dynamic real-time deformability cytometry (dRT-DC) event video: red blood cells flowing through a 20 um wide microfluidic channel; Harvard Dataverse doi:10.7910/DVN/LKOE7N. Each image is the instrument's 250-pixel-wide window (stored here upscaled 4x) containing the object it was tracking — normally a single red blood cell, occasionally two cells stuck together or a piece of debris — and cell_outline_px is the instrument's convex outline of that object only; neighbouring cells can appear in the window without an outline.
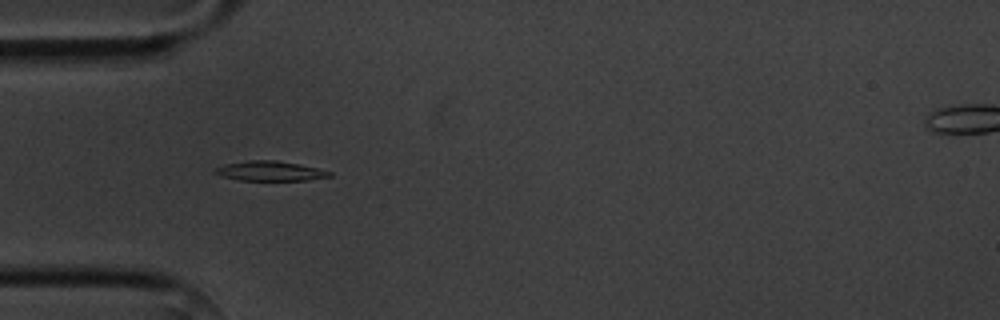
{"species": "common noctule bat (a hibernating species)", "species_latin": "Nyctalus noctula", "temperature_condition": "cold", "stored_images_in_passage": 6, "camera_frame_rate_fps": 3000, "um_per_image_px": 0.085, "animal": {"sex": "male", "body_mass_g": 20.1, "forearm_length_mm": 53.5}, "frame": {"image": 1, "passage_image": 4, "time_ms": 3.667, "image_size_px": [1000, 320], "cell_outline_px": [[332, 176], [308, 180], [240, 180], [220, 176], [212, 172], [216, 168], [224, 164], [248, 160], [276, 160], [316, 168], [332, 172]], "centroid_in_image_um": [22.91, 14.54], "position_along_channel_um": 62.1, "area_um2": 13.06}}
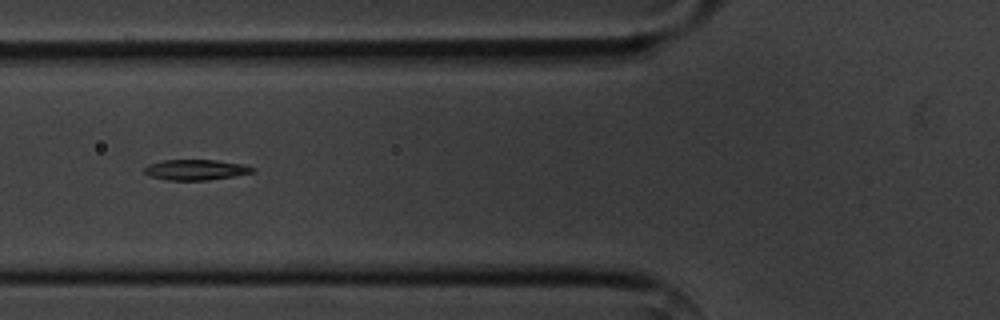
{"frame": {"image": 2, "passage_image": 5, "time_ms": 5.0, "image_size_px": [1000, 320], "cell_outline_px": [[256, 172], [236, 176], [208, 180], [168, 180], [148, 176], [144, 172], [144, 168], [148, 164], [160, 160], [216, 160], [248, 164], [256, 168]], "centroid_in_image_um": [16.7, 14.42], "position_along_channel_um": 109.1, "area_um2": 13.29}}
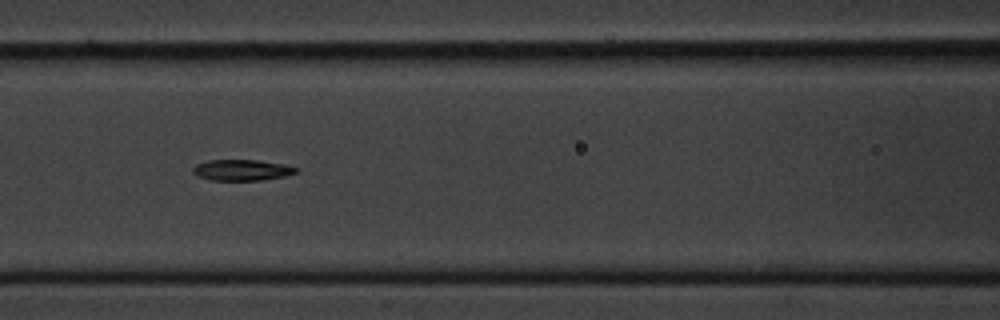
{"frame": {"image": 3, "passage_image": 6, "time_ms": 6.0, "image_size_px": [1000, 320], "cell_outline_px": [[300, 172], [284, 176], [260, 180], [212, 180], [196, 176], [192, 172], [192, 168], [196, 164], [208, 160], [256, 160], [284, 164], [300, 168]], "centroid_in_image_um": [20.57, 14.45], "position_along_channel_um": 146.0, "area_um2": 12.72}}